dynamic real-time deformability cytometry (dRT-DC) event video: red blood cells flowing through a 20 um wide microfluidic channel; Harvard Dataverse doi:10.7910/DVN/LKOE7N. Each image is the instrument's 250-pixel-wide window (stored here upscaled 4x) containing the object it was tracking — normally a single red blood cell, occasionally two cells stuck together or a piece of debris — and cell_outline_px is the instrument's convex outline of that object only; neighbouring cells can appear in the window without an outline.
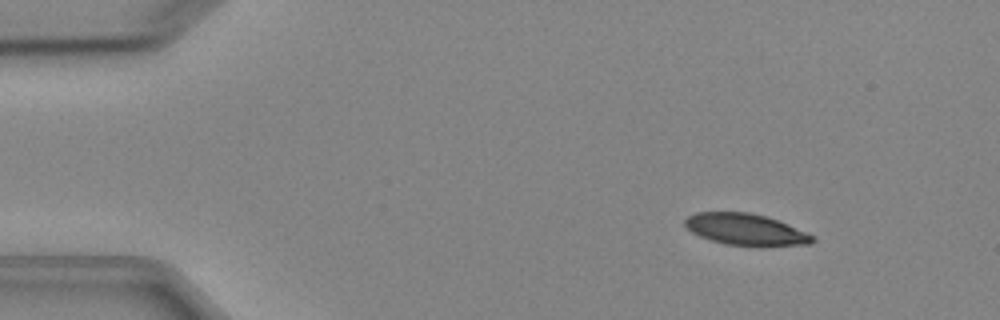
{"species": "Egyptian fruit bat (a non-hibernating species)", "species_latin": "Rousettus aegyptiacus", "temperature_condition": "cold", "stored_images_in_passage": 5, "camera_frame_rate_fps": 3000, "um_per_image_px": 0.085, "animal": {"sex": "female"}, "frame": {"image": 1, "passage_image": 2, "time_ms": 1.333, "image_size_px": [1000, 320], "cell_outline_px": [[816, 240], [812, 244], [724, 244], [700, 236], [692, 232], [684, 224], [684, 220], [688, 216], [696, 212], [748, 212], [764, 216], [776, 220], [804, 232], [812, 236]], "centroid_in_image_um": [63.29, 19.47], "position_along_channel_um": 21.7, "area_um2": 22.37}}